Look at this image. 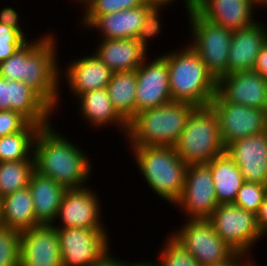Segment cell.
Returning <instances> with one entry per match:
<instances>
[{
    "label": "cell",
    "mask_w": 267,
    "mask_h": 266,
    "mask_svg": "<svg viewBox=\"0 0 267 266\" xmlns=\"http://www.w3.org/2000/svg\"><path fill=\"white\" fill-rule=\"evenodd\" d=\"M163 16L164 13L162 15L155 5L147 2L145 5L114 13L80 16L78 29L81 28L84 32L95 30L99 39L135 38L145 40L150 45L153 39L166 33L162 27Z\"/></svg>",
    "instance_id": "cell-5"
},
{
    "label": "cell",
    "mask_w": 267,
    "mask_h": 266,
    "mask_svg": "<svg viewBox=\"0 0 267 266\" xmlns=\"http://www.w3.org/2000/svg\"><path fill=\"white\" fill-rule=\"evenodd\" d=\"M218 205L210 162L188 164L184 189L173 209L184 219H209Z\"/></svg>",
    "instance_id": "cell-12"
},
{
    "label": "cell",
    "mask_w": 267,
    "mask_h": 266,
    "mask_svg": "<svg viewBox=\"0 0 267 266\" xmlns=\"http://www.w3.org/2000/svg\"><path fill=\"white\" fill-rule=\"evenodd\" d=\"M1 225L19 232L40 225L36 221L29 187L1 198Z\"/></svg>",
    "instance_id": "cell-26"
},
{
    "label": "cell",
    "mask_w": 267,
    "mask_h": 266,
    "mask_svg": "<svg viewBox=\"0 0 267 266\" xmlns=\"http://www.w3.org/2000/svg\"><path fill=\"white\" fill-rule=\"evenodd\" d=\"M181 46L160 53L168 62L172 101L190 103L195 107L210 106L217 93V81L186 41Z\"/></svg>",
    "instance_id": "cell-2"
},
{
    "label": "cell",
    "mask_w": 267,
    "mask_h": 266,
    "mask_svg": "<svg viewBox=\"0 0 267 266\" xmlns=\"http://www.w3.org/2000/svg\"><path fill=\"white\" fill-rule=\"evenodd\" d=\"M69 1L70 3L73 2L77 6L79 4V7L77 9L79 8L83 9L90 0H69Z\"/></svg>",
    "instance_id": "cell-46"
},
{
    "label": "cell",
    "mask_w": 267,
    "mask_h": 266,
    "mask_svg": "<svg viewBox=\"0 0 267 266\" xmlns=\"http://www.w3.org/2000/svg\"><path fill=\"white\" fill-rule=\"evenodd\" d=\"M147 3L146 0H90L81 10L82 15H104L136 8Z\"/></svg>",
    "instance_id": "cell-34"
},
{
    "label": "cell",
    "mask_w": 267,
    "mask_h": 266,
    "mask_svg": "<svg viewBox=\"0 0 267 266\" xmlns=\"http://www.w3.org/2000/svg\"><path fill=\"white\" fill-rule=\"evenodd\" d=\"M136 75V114L172 102L168 62L160 53L153 58L149 54Z\"/></svg>",
    "instance_id": "cell-15"
},
{
    "label": "cell",
    "mask_w": 267,
    "mask_h": 266,
    "mask_svg": "<svg viewBox=\"0 0 267 266\" xmlns=\"http://www.w3.org/2000/svg\"><path fill=\"white\" fill-rule=\"evenodd\" d=\"M225 152L240 169L244 181L267 185V131L235 140Z\"/></svg>",
    "instance_id": "cell-18"
},
{
    "label": "cell",
    "mask_w": 267,
    "mask_h": 266,
    "mask_svg": "<svg viewBox=\"0 0 267 266\" xmlns=\"http://www.w3.org/2000/svg\"><path fill=\"white\" fill-rule=\"evenodd\" d=\"M55 32L45 31L39 37L26 43V70L24 82L35 90L53 109L56 114L61 111L62 91L60 84V42Z\"/></svg>",
    "instance_id": "cell-6"
},
{
    "label": "cell",
    "mask_w": 267,
    "mask_h": 266,
    "mask_svg": "<svg viewBox=\"0 0 267 266\" xmlns=\"http://www.w3.org/2000/svg\"><path fill=\"white\" fill-rule=\"evenodd\" d=\"M257 216V224L262 236H267V194L259 208Z\"/></svg>",
    "instance_id": "cell-43"
},
{
    "label": "cell",
    "mask_w": 267,
    "mask_h": 266,
    "mask_svg": "<svg viewBox=\"0 0 267 266\" xmlns=\"http://www.w3.org/2000/svg\"><path fill=\"white\" fill-rule=\"evenodd\" d=\"M258 8L257 0H196L194 10L205 19L235 31L256 23Z\"/></svg>",
    "instance_id": "cell-20"
},
{
    "label": "cell",
    "mask_w": 267,
    "mask_h": 266,
    "mask_svg": "<svg viewBox=\"0 0 267 266\" xmlns=\"http://www.w3.org/2000/svg\"><path fill=\"white\" fill-rule=\"evenodd\" d=\"M60 65V84L65 83L75 100L85 92L106 88L113 72L93 52Z\"/></svg>",
    "instance_id": "cell-16"
},
{
    "label": "cell",
    "mask_w": 267,
    "mask_h": 266,
    "mask_svg": "<svg viewBox=\"0 0 267 266\" xmlns=\"http://www.w3.org/2000/svg\"><path fill=\"white\" fill-rule=\"evenodd\" d=\"M170 233L201 266H215L229 260L235 252L217 235L209 219H183Z\"/></svg>",
    "instance_id": "cell-10"
},
{
    "label": "cell",
    "mask_w": 267,
    "mask_h": 266,
    "mask_svg": "<svg viewBox=\"0 0 267 266\" xmlns=\"http://www.w3.org/2000/svg\"><path fill=\"white\" fill-rule=\"evenodd\" d=\"M0 266H20V232L0 225Z\"/></svg>",
    "instance_id": "cell-32"
},
{
    "label": "cell",
    "mask_w": 267,
    "mask_h": 266,
    "mask_svg": "<svg viewBox=\"0 0 267 266\" xmlns=\"http://www.w3.org/2000/svg\"><path fill=\"white\" fill-rule=\"evenodd\" d=\"M54 124L42 127L36 136L33 148L35 171L67 189L89 185L94 176V160L81 145L78 146L80 143H75Z\"/></svg>",
    "instance_id": "cell-1"
},
{
    "label": "cell",
    "mask_w": 267,
    "mask_h": 266,
    "mask_svg": "<svg viewBox=\"0 0 267 266\" xmlns=\"http://www.w3.org/2000/svg\"><path fill=\"white\" fill-rule=\"evenodd\" d=\"M257 2H258V5H259V7H260V10H262V11H265V10H263L262 8L264 7V9L267 7V0H257ZM262 7V8H261ZM267 9V8H266Z\"/></svg>",
    "instance_id": "cell-47"
},
{
    "label": "cell",
    "mask_w": 267,
    "mask_h": 266,
    "mask_svg": "<svg viewBox=\"0 0 267 266\" xmlns=\"http://www.w3.org/2000/svg\"><path fill=\"white\" fill-rule=\"evenodd\" d=\"M28 41L21 32L0 23V63L7 60Z\"/></svg>",
    "instance_id": "cell-35"
},
{
    "label": "cell",
    "mask_w": 267,
    "mask_h": 266,
    "mask_svg": "<svg viewBox=\"0 0 267 266\" xmlns=\"http://www.w3.org/2000/svg\"><path fill=\"white\" fill-rule=\"evenodd\" d=\"M210 106L219 120L221 141L226 148L235 140L267 131V111L227 102L218 92Z\"/></svg>",
    "instance_id": "cell-14"
},
{
    "label": "cell",
    "mask_w": 267,
    "mask_h": 266,
    "mask_svg": "<svg viewBox=\"0 0 267 266\" xmlns=\"http://www.w3.org/2000/svg\"><path fill=\"white\" fill-rule=\"evenodd\" d=\"M210 170L218 204L234 203L245 181L233 159L224 152L210 161Z\"/></svg>",
    "instance_id": "cell-27"
},
{
    "label": "cell",
    "mask_w": 267,
    "mask_h": 266,
    "mask_svg": "<svg viewBox=\"0 0 267 266\" xmlns=\"http://www.w3.org/2000/svg\"><path fill=\"white\" fill-rule=\"evenodd\" d=\"M95 56L113 73L135 71L153 50L142 39H98Z\"/></svg>",
    "instance_id": "cell-21"
},
{
    "label": "cell",
    "mask_w": 267,
    "mask_h": 266,
    "mask_svg": "<svg viewBox=\"0 0 267 266\" xmlns=\"http://www.w3.org/2000/svg\"><path fill=\"white\" fill-rule=\"evenodd\" d=\"M34 159L0 162V198L28 187Z\"/></svg>",
    "instance_id": "cell-30"
},
{
    "label": "cell",
    "mask_w": 267,
    "mask_h": 266,
    "mask_svg": "<svg viewBox=\"0 0 267 266\" xmlns=\"http://www.w3.org/2000/svg\"><path fill=\"white\" fill-rule=\"evenodd\" d=\"M22 19H24V17L22 18V16H20V11L18 12V10H16L15 7H11L9 5L6 7L4 6L0 10V23L1 24H6L7 26L12 27L16 29L17 31L21 32L28 40H33V37L32 38L28 37L27 29L23 28L25 27V25L24 26L22 25L23 23V21H21Z\"/></svg>",
    "instance_id": "cell-38"
},
{
    "label": "cell",
    "mask_w": 267,
    "mask_h": 266,
    "mask_svg": "<svg viewBox=\"0 0 267 266\" xmlns=\"http://www.w3.org/2000/svg\"><path fill=\"white\" fill-rule=\"evenodd\" d=\"M137 171L149 187V191L166 206L180 199L185 185L188 164L178 155L172 146L128 147ZM132 149V150H131ZM168 203V204H167Z\"/></svg>",
    "instance_id": "cell-3"
},
{
    "label": "cell",
    "mask_w": 267,
    "mask_h": 266,
    "mask_svg": "<svg viewBox=\"0 0 267 266\" xmlns=\"http://www.w3.org/2000/svg\"><path fill=\"white\" fill-rule=\"evenodd\" d=\"M31 122L14 110H0V138L23 131Z\"/></svg>",
    "instance_id": "cell-37"
},
{
    "label": "cell",
    "mask_w": 267,
    "mask_h": 266,
    "mask_svg": "<svg viewBox=\"0 0 267 266\" xmlns=\"http://www.w3.org/2000/svg\"><path fill=\"white\" fill-rule=\"evenodd\" d=\"M28 187L33 198L36 221L52 225L67 188L36 171L32 173Z\"/></svg>",
    "instance_id": "cell-25"
},
{
    "label": "cell",
    "mask_w": 267,
    "mask_h": 266,
    "mask_svg": "<svg viewBox=\"0 0 267 266\" xmlns=\"http://www.w3.org/2000/svg\"><path fill=\"white\" fill-rule=\"evenodd\" d=\"M253 70L267 81V41L261 47Z\"/></svg>",
    "instance_id": "cell-40"
},
{
    "label": "cell",
    "mask_w": 267,
    "mask_h": 266,
    "mask_svg": "<svg viewBox=\"0 0 267 266\" xmlns=\"http://www.w3.org/2000/svg\"><path fill=\"white\" fill-rule=\"evenodd\" d=\"M9 110L42 127L51 125L54 115L57 118L54 109L35 90L17 80H9Z\"/></svg>",
    "instance_id": "cell-24"
},
{
    "label": "cell",
    "mask_w": 267,
    "mask_h": 266,
    "mask_svg": "<svg viewBox=\"0 0 267 266\" xmlns=\"http://www.w3.org/2000/svg\"><path fill=\"white\" fill-rule=\"evenodd\" d=\"M209 220L217 235L235 253L256 260L252 249L257 248L255 246L259 245L258 241L261 242L265 239L259 230L256 214L246 211L234 203L219 204Z\"/></svg>",
    "instance_id": "cell-9"
},
{
    "label": "cell",
    "mask_w": 267,
    "mask_h": 266,
    "mask_svg": "<svg viewBox=\"0 0 267 266\" xmlns=\"http://www.w3.org/2000/svg\"><path fill=\"white\" fill-rule=\"evenodd\" d=\"M259 263L255 262L254 259L235 253L229 260L224 263L217 264L215 266H257Z\"/></svg>",
    "instance_id": "cell-41"
},
{
    "label": "cell",
    "mask_w": 267,
    "mask_h": 266,
    "mask_svg": "<svg viewBox=\"0 0 267 266\" xmlns=\"http://www.w3.org/2000/svg\"><path fill=\"white\" fill-rule=\"evenodd\" d=\"M75 105V109L78 108L76 113L80 116L78 118H82L90 128L100 131L103 127L113 126L123 139L126 137L128 123L114 109L106 88L83 93L76 99Z\"/></svg>",
    "instance_id": "cell-22"
},
{
    "label": "cell",
    "mask_w": 267,
    "mask_h": 266,
    "mask_svg": "<svg viewBox=\"0 0 267 266\" xmlns=\"http://www.w3.org/2000/svg\"><path fill=\"white\" fill-rule=\"evenodd\" d=\"M267 41V25H253L233 31L228 55V73L253 70L262 45Z\"/></svg>",
    "instance_id": "cell-23"
},
{
    "label": "cell",
    "mask_w": 267,
    "mask_h": 266,
    "mask_svg": "<svg viewBox=\"0 0 267 266\" xmlns=\"http://www.w3.org/2000/svg\"><path fill=\"white\" fill-rule=\"evenodd\" d=\"M195 108L190 103L172 101L137 113L128 123L124 145L174 147L181 136L188 116Z\"/></svg>",
    "instance_id": "cell-4"
},
{
    "label": "cell",
    "mask_w": 267,
    "mask_h": 266,
    "mask_svg": "<svg viewBox=\"0 0 267 266\" xmlns=\"http://www.w3.org/2000/svg\"><path fill=\"white\" fill-rule=\"evenodd\" d=\"M185 17H188L186 20L189 23L188 44L200 56L208 72L218 82L228 74V55L233 31L205 19L194 9Z\"/></svg>",
    "instance_id": "cell-8"
},
{
    "label": "cell",
    "mask_w": 267,
    "mask_h": 266,
    "mask_svg": "<svg viewBox=\"0 0 267 266\" xmlns=\"http://www.w3.org/2000/svg\"><path fill=\"white\" fill-rule=\"evenodd\" d=\"M90 184L82 188L67 189L55 222L56 229L89 228L107 229L102 214L101 196ZM94 189V190H93ZM59 223V224H58ZM105 225V226H104Z\"/></svg>",
    "instance_id": "cell-13"
},
{
    "label": "cell",
    "mask_w": 267,
    "mask_h": 266,
    "mask_svg": "<svg viewBox=\"0 0 267 266\" xmlns=\"http://www.w3.org/2000/svg\"><path fill=\"white\" fill-rule=\"evenodd\" d=\"M158 248L156 266H201V264L171 234L165 236Z\"/></svg>",
    "instance_id": "cell-31"
},
{
    "label": "cell",
    "mask_w": 267,
    "mask_h": 266,
    "mask_svg": "<svg viewBox=\"0 0 267 266\" xmlns=\"http://www.w3.org/2000/svg\"><path fill=\"white\" fill-rule=\"evenodd\" d=\"M20 266H62L57 229L40 224L20 232Z\"/></svg>",
    "instance_id": "cell-17"
},
{
    "label": "cell",
    "mask_w": 267,
    "mask_h": 266,
    "mask_svg": "<svg viewBox=\"0 0 267 266\" xmlns=\"http://www.w3.org/2000/svg\"><path fill=\"white\" fill-rule=\"evenodd\" d=\"M174 147L186 164L209 163L225 152L218 116L211 106L196 107L191 112Z\"/></svg>",
    "instance_id": "cell-7"
},
{
    "label": "cell",
    "mask_w": 267,
    "mask_h": 266,
    "mask_svg": "<svg viewBox=\"0 0 267 266\" xmlns=\"http://www.w3.org/2000/svg\"><path fill=\"white\" fill-rule=\"evenodd\" d=\"M26 70V44L7 60L0 63V77L7 80L23 81Z\"/></svg>",
    "instance_id": "cell-36"
},
{
    "label": "cell",
    "mask_w": 267,
    "mask_h": 266,
    "mask_svg": "<svg viewBox=\"0 0 267 266\" xmlns=\"http://www.w3.org/2000/svg\"><path fill=\"white\" fill-rule=\"evenodd\" d=\"M114 253L113 252H109L101 261H99L98 263H96L94 266H133L134 263L136 262L135 259L131 260L130 262L127 261L128 258L126 260L124 259H120L117 257L120 256H113Z\"/></svg>",
    "instance_id": "cell-42"
},
{
    "label": "cell",
    "mask_w": 267,
    "mask_h": 266,
    "mask_svg": "<svg viewBox=\"0 0 267 266\" xmlns=\"http://www.w3.org/2000/svg\"><path fill=\"white\" fill-rule=\"evenodd\" d=\"M144 259H137V261L134 263V265L133 266H156L155 264H154V262H153V259L152 260H147L146 258H145V260L143 261Z\"/></svg>",
    "instance_id": "cell-45"
},
{
    "label": "cell",
    "mask_w": 267,
    "mask_h": 266,
    "mask_svg": "<svg viewBox=\"0 0 267 266\" xmlns=\"http://www.w3.org/2000/svg\"><path fill=\"white\" fill-rule=\"evenodd\" d=\"M136 70L114 72L106 89L114 109L129 123L136 116Z\"/></svg>",
    "instance_id": "cell-28"
},
{
    "label": "cell",
    "mask_w": 267,
    "mask_h": 266,
    "mask_svg": "<svg viewBox=\"0 0 267 266\" xmlns=\"http://www.w3.org/2000/svg\"><path fill=\"white\" fill-rule=\"evenodd\" d=\"M267 194V185L245 181L238 190L234 204L257 214Z\"/></svg>",
    "instance_id": "cell-33"
},
{
    "label": "cell",
    "mask_w": 267,
    "mask_h": 266,
    "mask_svg": "<svg viewBox=\"0 0 267 266\" xmlns=\"http://www.w3.org/2000/svg\"><path fill=\"white\" fill-rule=\"evenodd\" d=\"M41 125L30 123L23 131L0 138V162L33 159L34 141Z\"/></svg>",
    "instance_id": "cell-29"
},
{
    "label": "cell",
    "mask_w": 267,
    "mask_h": 266,
    "mask_svg": "<svg viewBox=\"0 0 267 266\" xmlns=\"http://www.w3.org/2000/svg\"><path fill=\"white\" fill-rule=\"evenodd\" d=\"M0 110H9V80L0 77Z\"/></svg>",
    "instance_id": "cell-44"
},
{
    "label": "cell",
    "mask_w": 267,
    "mask_h": 266,
    "mask_svg": "<svg viewBox=\"0 0 267 266\" xmlns=\"http://www.w3.org/2000/svg\"><path fill=\"white\" fill-rule=\"evenodd\" d=\"M217 92L227 102L267 111V81L254 70L226 74Z\"/></svg>",
    "instance_id": "cell-19"
},
{
    "label": "cell",
    "mask_w": 267,
    "mask_h": 266,
    "mask_svg": "<svg viewBox=\"0 0 267 266\" xmlns=\"http://www.w3.org/2000/svg\"><path fill=\"white\" fill-rule=\"evenodd\" d=\"M108 231L89 228L57 229L62 266H94L101 261L113 249Z\"/></svg>",
    "instance_id": "cell-11"
},
{
    "label": "cell",
    "mask_w": 267,
    "mask_h": 266,
    "mask_svg": "<svg viewBox=\"0 0 267 266\" xmlns=\"http://www.w3.org/2000/svg\"><path fill=\"white\" fill-rule=\"evenodd\" d=\"M146 1L155 5L161 12H163L166 9L168 10V7L169 8L171 6L173 7V4L177 3V1L179 0H146ZM182 4L183 7H181V9L184 8L185 13L187 14L188 12L194 9L196 0H183Z\"/></svg>",
    "instance_id": "cell-39"
},
{
    "label": "cell",
    "mask_w": 267,
    "mask_h": 266,
    "mask_svg": "<svg viewBox=\"0 0 267 266\" xmlns=\"http://www.w3.org/2000/svg\"><path fill=\"white\" fill-rule=\"evenodd\" d=\"M0 225H1V198H0Z\"/></svg>",
    "instance_id": "cell-48"
}]
</instances>
